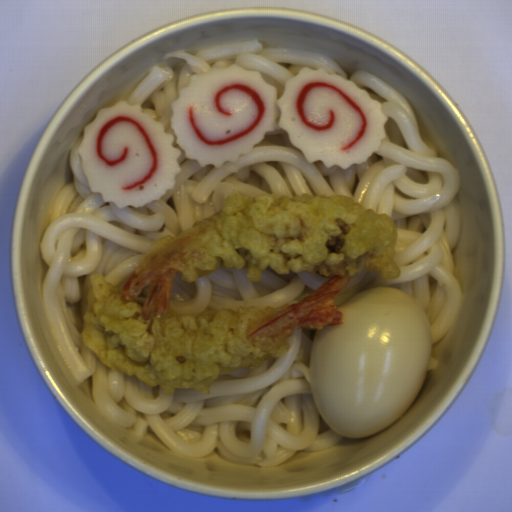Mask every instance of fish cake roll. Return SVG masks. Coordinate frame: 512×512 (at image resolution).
Returning a JSON list of instances; mask_svg holds the SVG:
<instances>
[{
	"mask_svg": "<svg viewBox=\"0 0 512 512\" xmlns=\"http://www.w3.org/2000/svg\"><path fill=\"white\" fill-rule=\"evenodd\" d=\"M171 108L176 144L203 168L235 163L283 129L308 163L347 170L378 150L389 119L368 90L306 66L280 96L260 70L238 63L194 74Z\"/></svg>",
	"mask_w": 512,
	"mask_h": 512,
	"instance_id": "obj_1",
	"label": "fish cake roll"
},
{
	"mask_svg": "<svg viewBox=\"0 0 512 512\" xmlns=\"http://www.w3.org/2000/svg\"><path fill=\"white\" fill-rule=\"evenodd\" d=\"M174 140L141 106L126 100L100 108L78 147L90 191L117 208L160 200L181 173Z\"/></svg>",
	"mask_w": 512,
	"mask_h": 512,
	"instance_id": "obj_2",
	"label": "fish cake roll"
}]
</instances>
